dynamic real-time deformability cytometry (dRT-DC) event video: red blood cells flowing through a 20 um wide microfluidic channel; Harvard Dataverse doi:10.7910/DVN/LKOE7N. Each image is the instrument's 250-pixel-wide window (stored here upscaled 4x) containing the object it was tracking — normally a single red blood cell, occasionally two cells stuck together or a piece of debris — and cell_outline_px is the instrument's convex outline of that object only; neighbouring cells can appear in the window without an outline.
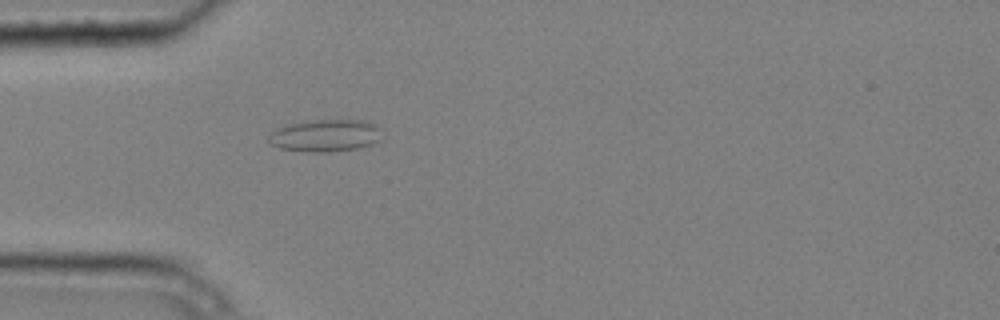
{"species": "common noctule bat (a hibernating species)", "species_latin": "Nyctalus noctula", "temperature_condition": "cold", "stored_images_in_passage": 1, "camera_frame_rate_fps": 3000, "um_per_image_px": 0.085, "animal": {"sex": "male", "body_mass_g": 20.4}, "frame": {"image": 1, "passage_image": 1, "time_ms": 0.0, "image_size_px": [1000, 320], "cell_outline_px": [[384, 140], [372, 144], [356, 148], [324, 152], [308, 152], [280, 148], [272, 144], [268, 140], [268, 136], [276, 128], [288, 124], [308, 120], [368, 120], [376, 124], [380, 128]], "centroid_in_image_um": [27.71, 11.51], "position_along_channel_um": 57.3, "area_um2": 21.56}}